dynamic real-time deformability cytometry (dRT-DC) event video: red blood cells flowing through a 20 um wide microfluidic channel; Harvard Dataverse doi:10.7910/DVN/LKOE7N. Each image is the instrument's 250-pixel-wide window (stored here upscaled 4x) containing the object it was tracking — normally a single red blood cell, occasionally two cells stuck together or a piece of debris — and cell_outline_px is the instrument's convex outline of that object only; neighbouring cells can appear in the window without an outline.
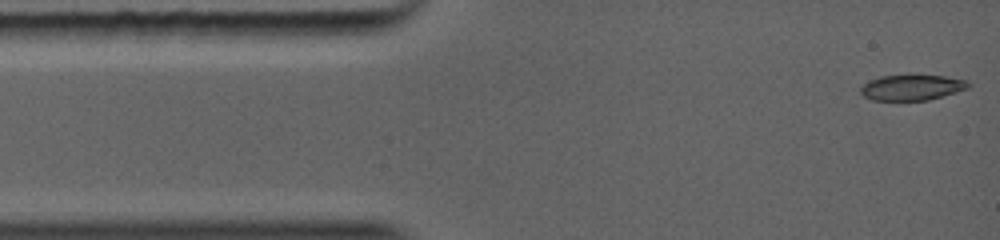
{"species": "common noctule bat (a hibernating species)", "species_latin": "Nyctalus noctula", "temperature_condition": "warm", "stored_images_in_passage": 14, "camera_frame_rate_fps": 5000, "um_per_image_px": 0.085, "animal": {"sex": "female", "body_mass_g": 19.0, "forearm_length_mm": 56.7}, "frame": {"image": 1, "passage_image": 1, "time_ms": 0.0, "image_size_px": [1000, 240], "cell_outline_px": [[972, 84], [968, 88], [944, 96], [928, 100], [872, 100], [864, 96], [860, 92], [860, 88], [868, 80], [880, 76], [912, 72], [944, 76], [968, 80]], "centroid_in_image_um": [77.52, 7.38], "position_along_channel_um": 7.5, "area_um2": 16.88}}
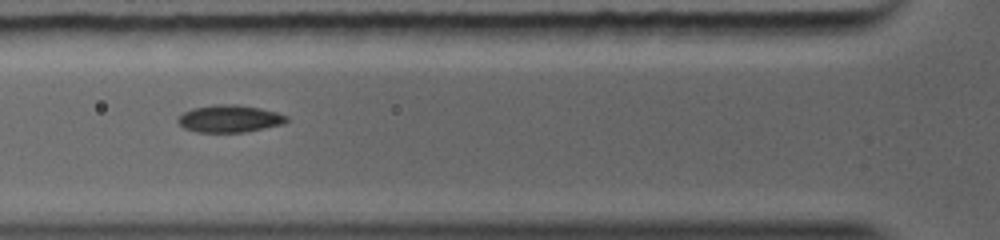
{"frame": {"image": 2, "passage_image": 10, "time_ms": 3.4, "image_size_px": [1000, 240], "cell_outline_px": [[284, 120], [276, 124], [240, 132], [204, 132], [188, 128], [180, 124], [180, 116], [184, 112], [192, 108], [212, 104], [240, 104], [260, 108], [284, 116]], "centroid_in_image_um": [19.4, 10.05], "position_along_channel_um": 106.4, "area_um2": 16.24}}
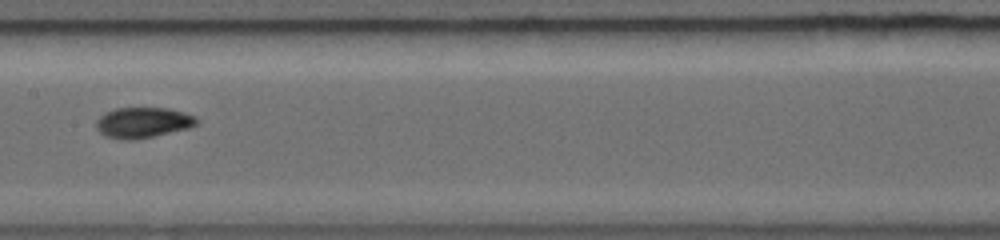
{"frame": {"image": 3, "passage_image": 14, "time_ms": 5.2, "image_size_px": [1000, 240], "cell_outline_px": [[196, 120], [192, 124], [148, 136], [116, 136], [104, 132], [100, 128], [100, 120], [108, 112], [116, 108], [164, 108], [180, 112], [192, 116]], "centroid_in_image_um": [12.16, 10.32], "position_along_channel_um": 195.2, "area_um2": 15.14}}